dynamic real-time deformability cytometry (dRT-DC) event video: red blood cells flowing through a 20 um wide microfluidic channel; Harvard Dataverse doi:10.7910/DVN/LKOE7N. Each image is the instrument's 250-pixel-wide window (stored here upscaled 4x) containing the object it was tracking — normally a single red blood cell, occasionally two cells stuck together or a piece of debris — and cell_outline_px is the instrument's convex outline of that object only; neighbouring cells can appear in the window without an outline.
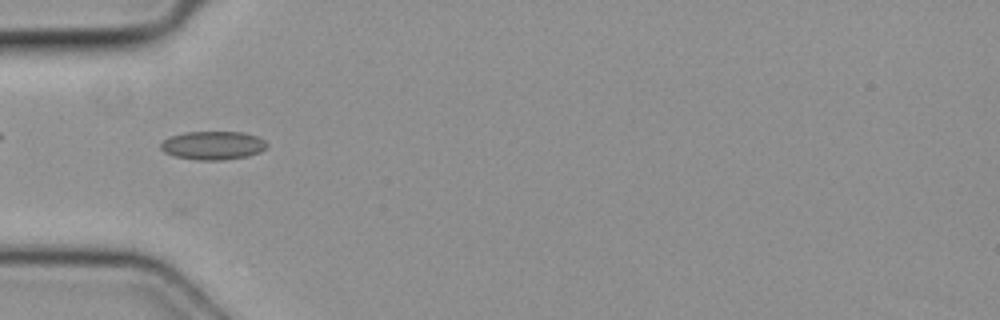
{"species": "common noctule bat (a hibernating species)", "species_latin": "Nyctalus noctula", "temperature_condition": "cold", "stored_images_in_passage": 4, "camera_frame_rate_fps": 3000, "um_per_image_px": 0.085, "animal": {"sex": "female", "body_mass_g": 19.3, "forearm_length_mm": 54.1}, "frame": {"image": 1, "passage_image": 4, "time_ms": 1.0, "image_size_px": [1000, 320], "cell_outline_px": [[268, 144], [260, 152], [248, 156], [220, 160], [196, 160], [176, 156], [164, 152], [160, 148], [160, 144], [168, 136], [184, 132], [244, 132], [256, 136], [264, 140]], "centroid_in_image_um": [18.08, 12.35], "position_along_channel_um": 66.9, "area_um2": 17.63}}